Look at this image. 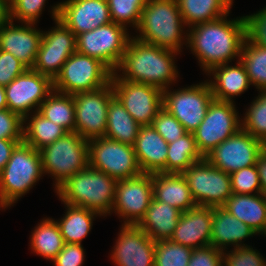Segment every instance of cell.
I'll return each mask as SVG.
<instances>
[{
  "mask_svg": "<svg viewBox=\"0 0 266 266\" xmlns=\"http://www.w3.org/2000/svg\"><path fill=\"white\" fill-rule=\"evenodd\" d=\"M228 14L195 25L186 32L188 47L198 58L205 73L213 67L240 60L242 46L247 37L246 16L227 20Z\"/></svg>",
  "mask_w": 266,
  "mask_h": 266,
  "instance_id": "6da1fadb",
  "label": "cell"
},
{
  "mask_svg": "<svg viewBox=\"0 0 266 266\" xmlns=\"http://www.w3.org/2000/svg\"><path fill=\"white\" fill-rule=\"evenodd\" d=\"M177 52L130 38L122 60L115 70L121 79L169 89L177 81ZM122 70V74L120 71ZM118 71V72H117ZM121 75V76H120Z\"/></svg>",
  "mask_w": 266,
  "mask_h": 266,
  "instance_id": "7a4b0ae2",
  "label": "cell"
},
{
  "mask_svg": "<svg viewBox=\"0 0 266 266\" xmlns=\"http://www.w3.org/2000/svg\"><path fill=\"white\" fill-rule=\"evenodd\" d=\"M117 180L90 166L69 177L56 193L64 204L106 216L112 212Z\"/></svg>",
  "mask_w": 266,
  "mask_h": 266,
  "instance_id": "3957f363",
  "label": "cell"
},
{
  "mask_svg": "<svg viewBox=\"0 0 266 266\" xmlns=\"http://www.w3.org/2000/svg\"><path fill=\"white\" fill-rule=\"evenodd\" d=\"M184 25L177 0H147L135 38L178 53L187 42Z\"/></svg>",
  "mask_w": 266,
  "mask_h": 266,
  "instance_id": "277c9868",
  "label": "cell"
},
{
  "mask_svg": "<svg viewBox=\"0 0 266 266\" xmlns=\"http://www.w3.org/2000/svg\"><path fill=\"white\" fill-rule=\"evenodd\" d=\"M42 175L39 150L24 142L19 143L0 173V208L6 209L14 205Z\"/></svg>",
  "mask_w": 266,
  "mask_h": 266,
  "instance_id": "5b68a950",
  "label": "cell"
},
{
  "mask_svg": "<svg viewBox=\"0 0 266 266\" xmlns=\"http://www.w3.org/2000/svg\"><path fill=\"white\" fill-rule=\"evenodd\" d=\"M43 174L54 177L55 190L69 177L89 166L88 140L77 132H68L39 150Z\"/></svg>",
  "mask_w": 266,
  "mask_h": 266,
  "instance_id": "8992f818",
  "label": "cell"
},
{
  "mask_svg": "<svg viewBox=\"0 0 266 266\" xmlns=\"http://www.w3.org/2000/svg\"><path fill=\"white\" fill-rule=\"evenodd\" d=\"M111 76L112 72L101 61L76 51L53 80V88L69 95L93 91L106 86Z\"/></svg>",
  "mask_w": 266,
  "mask_h": 266,
  "instance_id": "52a82bcc",
  "label": "cell"
},
{
  "mask_svg": "<svg viewBox=\"0 0 266 266\" xmlns=\"http://www.w3.org/2000/svg\"><path fill=\"white\" fill-rule=\"evenodd\" d=\"M128 29L110 22L76 36L77 52L101 61L112 73L117 70L131 38Z\"/></svg>",
  "mask_w": 266,
  "mask_h": 266,
  "instance_id": "ba28073f",
  "label": "cell"
},
{
  "mask_svg": "<svg viewBox=\"0 0 266 266\" xmlns=\"http://www.w3.org/2000/svg\"><path fill=\"white\" fill-rule=\"evenodd\" d=\"M89 166L102 171L116 180L130 179L141 175L134 146L106 137L88 141Z\"/></svg>",
  "mask_w": 266,
  "mask_h": 266,
  "instance_id": "9c48e42d",
  "label": "cell"
},
{
  "mask_svg": "<svg viewBox=\"0 0 266 266\" xmlns=\"http://www.w3.org/2000/svg\"><path fill=\"white\" fill-rule=\"evenodd\" d=\"M51 13L56 26L42 32L40 47L32 69L54 80L63 64L77 49L76 35L58 19L59 4L52 7Z\"/></svg>",
  "mask_w": 266,
  "mask_h": 266,
  "instance_id": "30bf717a",
  "label": "cell"
},
{
  "mask_svg": "<svg viewBox=\"0 0 266 266\" xmlns=\"http://www.w3.org/2000/svg\"><path fill=\"white\" fill-rule=\"evenodd\" d=\"M182 174L197 206L222 207L233 194L230 175L205 158L193 163Z\"/></svg>",
  "mask_w": 266,
  "mask_h": 266,
  "instance_id": "8fae6325",
  "label": "cell"
},
{
  "mask_svg": "<svg viewBox=\"0 0 266 266\" xmlns=\"http://www.w3.org/2000/svg\"><path fill=\"white\" fill-rule=\"evenodd\" d=\"M213 99L211 86L209 82L204 81L177 91L164 89L162 106L184 126L187 132L193 133L204 119Z\"/></svg>",
  "mask_w": 266,
  "mask_h": 266,
  "instance_id": "7c38bea8",
  "label": "cell"
},
{
  "mask_svg": "<svg viewBox=\"0 0 266 266\" xmlns=\"http://www.w3.org/2000/svg\"><path fill=\"white\" fill-rule=\"evenodd\" d=\"M234 103L213 99L199 127L193 132L198 151L204 157L241 129Z\"/></svg>",
  "mask_w": 266,
  "mask_h": 266,
  "instance_id": "4fadbf2b",
  "label": "cell"
},
{
  "mask_svg": "<svg viewBox=\"0 0 266 266\" xmlns=\"http://www.w3.org/2000/svg\"><path fill=\"white\" fill-rule=\"evenodd\" d=\"M110 82L114 95L133 119L140 126L151 125L163 107V90L150 84L126 81L115 72Z\"/></svg>",
  "mask_w": 266,
  "mask_h": 266,
  "instance_id": "5bb4252c",
  "label": "cell"
},
{
  "mask_svg": "<svg viewBox=\"0 0 266 266\" xmlns=\"http://www.w3.org/2000/svg\"><path fill=\"white\" fill-rule=\"evenodd\" d=\"M113 86L73 94L75 105V132L86 140L104 137L107 127V112Z\"/></svg>",
  "mask_w": 266,
  "mask_h": 266,
  "instance_id": "9a60e30c",
  "label": "cell"
},
{
  "mask_svg": "<svg viewBox=\"0 0 266 266\" xmlns=\"http://www.w3.org/2000/svg\"><path fill=\"white\" fill-rule=\"evenodd\" d=\"M4 90L8 109L24 119L30 115L29 113L38 111L41 103L54 88L50 77L27 68L9 85H6ZM33 108L35 110H32Z\"/></svg>",
  "mask_w": 266,
  "mask_h": 266,
  "instance_id": "2e32d148",
  "label": "cell"
},
{
  "mask_svg": "<svg viewBox=\"0 0 266 266\" xmlns=\"http://www.w3.org/2000/svg\"><path fill=\"white\" fill-rule=\"evenodd\" d=\"M262 151V141L240 129L213 148L204 158L217 169L230 175L242 168L256 165Z\"/></svg>",
  "mask_w": 266,
  "mask_h": 266,
  "instance_id": "e0dca14e",
  "label": "cell"
},
{
  "mask_svg": "<svg viewBox=\"0 0 266 266\" xmlns=\"http://www.w3.org/2000/svg\"><path fill=\"white\" fill-rule=\"evenodd\" d=\"M153 199L152 174L117 180L112 212L124 219L123 225H137Z\"/></svg>",
  "mask_w": 266,
  "mask_h": 266,
  "instance_id": "ac0fdd59",
  "label": "cell"
},
{
  "mask_svg": "<svg viewBox=\"0 0 266 266\" xmlns=\"http://www.w3.org/2000/svg\"><path fill=\"white\" fill-rule=\"evenodd\" d=\"M111 258L118 266H154L155 241L137 225H121Z\"/></svg>",
  "mask_w": 266,
  "mask_h": 266,
  "instance_id": "d6986e66",
  "label": "cell"
},
{
  "mask_svg": "<svg viewBox=\"0 0 266 266\" xmlns=\"http://www.w3.org/2000/svg\"><path fill=\"white\" fill-rule=\"evenodd\" d=\"M58 19L76 36L111 22L107 0L60 2Z\"/></svg>",
  "mask_w": 266,
  "mask_h": 266,
  "instance_id": "ffe728a7",
  "label": "cell"
},
{
  "mask_svg": "<svg viewBox=\"0 0 266 266\" xmlns=\"http://www.w3.org/2000/svg\"><path fill=\"white\" fill-rule=\"evenodd\" d=\"M15 25L12 20L0 26V50L11 53L27 68H32L40 47L42 32L36 24L21 23ZM24 24V25H23Z\"/></svg>",
  "mask_w": 266,
  "mask_h": 266,
  "instance_id": "44dd1931",
  "label": "cell"
},
{
  "mask_svg": "<svg viewBox=\"0 0 266 266\" xmlns=\"http://www.w3.org/2000/svg\"><path fill=\"white\" fill-rule=\"evenodd\" d=\"M213 207L196 206L180 214L170 240L192 249L211 245Z\"/></svg>",
  "mask_w": 266,
  "mask_h": 266,
  "instance_id": "7402d4cb",
  "label": "cell"
},
{
  "mask_svg": "<svg viewBox=\"0 0 266 266\" xmlns=\"http://www.w3.org/2000/svg\"><path fill=\"white\" fill-rule=\"evenodd\" d=\"M133 146L143 173H166L168 143L152 125L140 127Z\"/></svg>",
  "mask_w": 266,
  "mask_h": 266,
  "instance_id": "603a6c76",
  "label": "cell"
},
{
  "mask_svg": "<svg viewBox=\"0 0 266 266\" xmlns=\"http://www.w3.org/2000/svg\"><path fill=\"white\" fill-rule=\"evenodd\" d=\"M257 235L254 230L233 216L223 207H213L211 225V245L222 252H226V246L233 245L234 249L248 246L242 240Z\"/></svg>",
  "mask_w": 266,
  "mask_h": 266,
  "instance_id": "cb8c5ba5",
  "label": "cell"
},
{
  "mask_svg": "<svg viewBox=\"0 0 266 266\" xmlns=\"http://www.w3.org/2000/svg\"><path fill=\"white\" fill-rule=\"evenodd\" d=\"M153 197L185 212L197 206L182 173H153Z\"/></svg>",
  "mask_w": 266,
  "mask_h": 266,
  "instance_id": "d4e9b609",
  "label": "cell"
},
{
  "mask_svg": "<svg viewBox=\"0 0 266 266\" xmlns=\"http://www.w3.org/2000/svg\"><path fill=\"white\" fill-rule=\"evenodd\" d=\"M213 75V81L209 80L214 99L219 101L234 102L233 97L245 92L250 85L248 74L241 61L236 66L222 64L213 67L207 75Z\"/></svg>",
  "mask_w": 266,
  "mask_h": 266,
  "instance_id": "484cf974",
  "label": "cell"
},
{
  "mask_svg": "<svg viewBox=\"0 0 266 266\" xmlns=\"http://www.w3.org/2000/svg\"><path fill=\"white\" fill-rule=\"evenodd\" d=\"M181 213L177 208L153 197L145 216L137 226L154 241L170 239Z\"/></svg>",
  "mask_w": 266,
  "mask_h": 266,
  "instance_id": "4316f807",
  "label": "cell"
},
{
  "mask_svg": "<svg viewBox=\"0 0 266 266\" xmlns=\"http://www.w3.org/2000/svg\"><path fill=\"white\" fill-rule=\"evenodd\" d=\"M222 207L257 234L266 236V205L261 193L232 194Z\"/></svg>",
  "mask_w": 266,
  "mask_h": 266,
  "instance_id": "83f0119b",
  "label": "cell"
},
{
  "mask_svg": "<svg viewBox=\"0 0 266 266\" xmlns=\"http://www.w3.org/2000/svg\"><path fill=\"white\" fill-rule=\"evenodd\" d=\"M140 127L123 107L120 100L113 95L109 102L107 127L104 137L133 146Z\"/></svg>",
  "mask_w": 266,
  "mask_h": 266,
  "instance_id": "f1b7e54d",
  "label": "cell"
},
{
  "mask_svg": "<svg viewBox=\"0 0 266 266\" xmlns=\"http://www.w3.org/2000/svg\"><path fill=\"white\" fill-rule=\"evenodd\" d=\"M181 17L188 28L229 14L233 0H177Z\"/></svg>",
  "mask_w": 266,
  "mask_h": 266,
  "instance_id": "f546056e",
  "label": "cell"
},
{
  "mask_svg": "<svg viewBox=\"0 0 266 266\" xmlns=\"http://www.w3.org/2000/svg\"><path fill=\"white\" fill-rule=\"evenodd\" d=\"M24 124L27 125L23 127V142L36 150L52 144L68 133L65 128L43 117L38 111L33 112L30 118L26 116Z\"/></svg>",
  "mask_w": 266,
  "mask_h": 266,
  "instance_id": "4dcf8cb0",
  "label": "cell"
},
{
  "mask_svg": "<svg viewBox=\"0 0 266 266\" xmlns=\"http://www.w3.org/2000/svg\"><path fill=\"white\" fill-rule=\"evenodd\" d=\"M66 213L60 221H56L65 243L81 244L93 226V219L98 213L83 207L65 204Z\"/></svg>",
  "mask_w": 266,
  "mask_h": 266,
  "instance_id": "1f68e13d",
  "label": "cell"
},
{
  "mask_svg": "<svg viewBox=\"0 0 266 266\" xmlns=\"http://www.w3.org/2000/svg\"><path fill=\"white\" fill-rule=\"evenodd\" d=\"M64 245L59 226L52 218L42 219L32 232L31 249L46 260L53 261Z\"/></svg>",
  "mask_w": 266,
  "mask_h": 266,
  "instance_id": "d6a6232c",
  "label": "cell"
},
{
  "mask_svg": "<svg viewBox=\"0 0 266 266\" xmlns=\"http://www.w3.org/2000/svg\"><path fill=\"white\" fill-rule=\"evenodd\" d=\"M38 112L45 118L75 132V105L73 95L53 90L39 106Z\"/></svg>",
  "mask_w": 266,
  "mask_h": 266,
  "instance_id": "836d02e7",
  "label": "cell"
},
{
  "mask_svg": "<svg viewBox=\"0 0 266 266\" xmlns=\"http://www.w3.org/2000/svg\"><path fill=\"white\" fill-rule=\"evenodd\" d=\"M203 158L197 149L194 134L187 132L179 139L168 143L166 173H183Z\"/></svg>",
  "mask_w": 266,
  "mask_h": 266,
  "instance_id": "e575fe53",
  "label": "cell"
},
{
  "mask_svg": "<svg viewBox=\"0 0 266 266\" xmlns=\"http://www.w3.org/2000/svg\"><path fill=\"white\" fill-rule=\"evenodd\" d=\"M240 61L246 69L250 83L258 90H266V48L254 43L247 36Z\"/></svg>",
  "mask_w": 266,
  "mask_h": 266,
  "instance_id": "d590c367",
  "label": "cell"
},
{
  "mask_svg": "<svg viewBox=\"0 0 266 266\" xmlns=\"http://www.w3.org/2000/svg\"><path fill=\"white\" fill-rule=\"evenodd\" d=\"M259 95L246 110L244 120L241 119V129L254 138L266 139V90H258Z\"/></svg>",
  "mask_w": 266,
  "mask_h": 266,
  "instance_id": "8d00e7d4",
  "label": "cell"
},
{
  "mask_svg": "<svg viewBox=\"0 0 266 266\" xmlns=\"http://www.w3.org/2000/svg\"><path fill=\"white\" fill-rule=\"evenodd\" d=\"M192 250L170 239L157 240L154 266H188Z\"/></svg>",
  "mask_w": 266,
  "mask_h": 266,
  "instance_id": "74e56055",
  "label": "cell"
},
{
  "mask_svg": "<svg viewBox=\"0 0 266 266\" xmlns=\"http://www.w3.org/2000/svg\"><path fill=\"white\" fill-rule=\"evenodd\" d=\"M147 0H107L111 22L127 28V24L138 28L142 10Z\"/></svg>",
  "mask_w": 266,
  "mask_h": 266,
  "instance_id": "f35d334b",
  "label": "cell"
},
{
  "mask_svg": "<svg viewBox=\"0 0 266 266\" xmlns=\"http://www.w3.org/2000/svg\"><path fill=\"white\" fill-rule=\"evenodd\" d=\"M233 194L262 193L260 177L256 165L242 168L230 174Z\"/></svg>",
  "mask_w": 266,
  "mask_h": 266,
  "instance_id": "ab89813d",
  "label": "cell"
},
{
  "mask_svg": "<svg viewBox=\"0 0 266 266\" xmlns=\"http://www.w3.org/2000/svg\"><path fill=\"white\" fill-rule=\"evenodd\" d=\"M151 125L167 143H171L187 133L184 126L163 107L159 110Z\"/></svg>",
  "mask_w": 266,
  "mask_h": 266,
  "instance_id": "60d3db41",
  "label": "cell"
},
{
  "mask_svg": "<svg viewBox=\"0 0 266 266\" xmlns=\"http://www.w3.org/2000/svg\"><path fill=\"white\" fill-rule=\"evenodd\" d=\"M46 0H10V18L21 23L36 24Z\"/></svg>",
  "mask_w": 266,
  "mask_h": 266,
  "instance_id": "b9f144b4",
  "label": "cell"
},
{
  "mask_svg": "<svg viewBox=\"0 0 266 266\" xmlns=\"http://www.w3.org/2000/svg\"><path fill=\"white\" fill-rule=\"evenodd\" d=\"M223 266H266V261L256 249L242 246L223 252Z\"/></svg>",
  "mask_w": 266,
  "mask_h": 266,
  "instance_id": "7bdbcfd3",
  "label": "cell"
},
{
  "mask_svg": "<svg viewBox=\"0 0 266 266\" xmlns=\"http://www.w3.org/2000/svg\"><path fill=\"white\" fill-rule=\"evenodd\" d=\"M24 119L5 109L0 111V139L23 140Z\"/></svg>",
  "mask_w": 266,
  "mask_h": 266,
  "instance_id": "ee69618b",
  "label": "cell"
},
{
  "mask_svg": "<svg viewBox=\"0 0 266 266\" xmlns=\"http://www.w3.org/2000/svg\"><path fill=\"white\" fill-rule=\"evenodd\" d=\"M27 67L11 53L0 50V85H9L17 76L22 74Z\"/></svg>",
  "mask_w": 266,
  "mask_h": 266,
  "instance_id": "f6af8a7d",
  "label": "cell"
},
{
  "mask_svg": "<svg viewBox=\"0 0 266 266\" xmlns=\"http://www.w3.org/2000/svg\"><path fill=\"white\" fill-rule=\"evenodd\" d=\"M247 36L259 46L266 48V7L247 15Z\"/></svg>",
  "mask_w": 266,
  "mask_h": 266,
  "instance_id": "bcb514c9",
  "label": "cell"
},
{
  "mask_svg": "<svg viewBox=\"0 0 266 266\" xmlns=\"http://www.w3.org/2000/svg\"><path fill=\"white\" fill-rule=\"evenodd\" d=\"M188 266H223V252L212 245L193 249Z\"/></svg>",
  "mask_w": 266,
  "mask_h": 266,
  "instance_id": "7dc6e473",
  "label": "cell"
},
{
  "mask_svg": "<svg viewBox=\"0 0 266 266\" xmlns=\"http://www.w3.org/2000/svg\"><path fill=\"white\" fill-rule=\"evenodd\" d=\"M84 254L82 244L65 243L53 262L55 266H82L85 259Z\"/></svg>",
  "mask_w": 266,
  "mask_h": 266,
  "instance_id": "c3c4849f",
  "label": "cell"
},
{
  "mask_svg": "<svg viewBox=\"0 0 266 266\" xmlns=\"http://www.w3.org/2000/svg\"><path fill=\"white\" fill-rule=\"evenodd\" d=\"M23 140L0 139V173L9 161L12 151Z\"/></svg>",
  "mask_w": 266,
  "mask_h": 266,
  "instance_id": "681fc988",
  "label": "cell"
},
{
  "mask_svg": "<svg viewBox=\"0 0 266 266\" xmlns=\"http://www.w3.org/2000/svg\"><path fill=\"white\" fill-rule=\"evenodd\" d=\"M256 167L260 177L261 188L266 190V152L262 151L258 157Z\"/></svg>",
  "mask_w": 266,
  "mask_h": 266,
  "instance_id": "f907efd6",
  "label": "cell"
},
{
  "mask_svg": "<svg viewBox=\"0 0 266 266\" xmlns=\"http://www.w3.org/2000/svg\"><path fill=\"white\" fill-rule=\"evenodd\" d=\"M10 20V0H0V26Z\"/></svg>",
  "mask_w": 266,
  "mask_h": 266,
  "instance_id": "816d5d0a",
  "label": "cell"
},
{
  "mask_svg": "<svg viewBox=\"0 0 266 266\" xmlns=\"http://www.w3.org/2000/svg\"><path fill=\"white\" fill-rule=\"evenodd\" d=\"M8 109L4 86L0 85V111Z\"/></svg>",
  "mask_w": 266,
  "mask_h": 266,
  "instance_id": "f5cc1de1",
  "label": "cell"
},
{
  "mask_svg": "<svg viewBox=\"0 0 266 266\" xmlns=\"http://www.w3.org/2000/svg\"><path fill=\"white\" fill-rule=\"evenodd\" d=\"M262 196H263V199H264V202H265V205H266V190H262Z\"/></svg>",
  "mask_w": 266,
  "mask_h": 266,
  "instance_id": "db71d44e",
  "label": "cell"
},
{
  "mask_svg": "<svg viewBox=\"0 0 266 266\" xmlns=\"http://www.w3.org/2000/svg\"><path fill=\"white\" fill-rule=\"evenodd\" d=\"M263 151L266 152V139L262 141Z\"/></svg>",
  "mask_w": 266,
  "mask_h": 266,
  "instance_id": "11a10c76",
  "label": "cell"
}]
</instances>
